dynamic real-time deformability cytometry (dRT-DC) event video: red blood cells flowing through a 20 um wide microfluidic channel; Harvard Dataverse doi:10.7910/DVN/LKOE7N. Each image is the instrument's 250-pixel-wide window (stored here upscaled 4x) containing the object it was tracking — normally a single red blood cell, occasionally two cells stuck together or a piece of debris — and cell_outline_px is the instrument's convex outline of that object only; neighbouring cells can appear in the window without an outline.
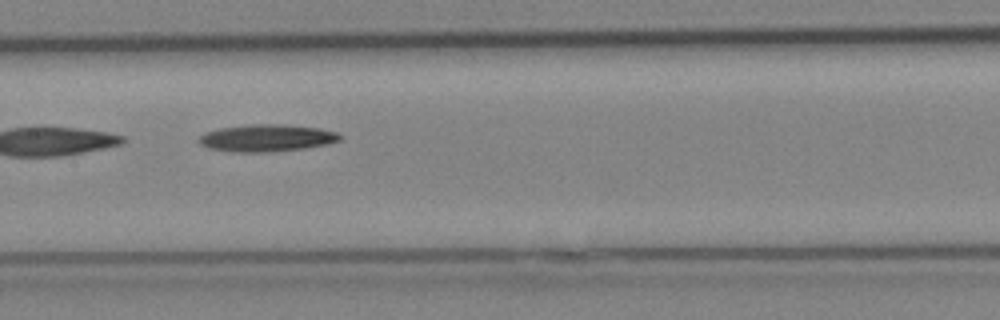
{"species": "Egyptian fruit bat (a non-hibernating species)", "species_latin": "Rousettus aegyptiacus", "temperature_condition": "cold", "stored_images_in_passage": 29, "camera_frame_rate_fps": 3000, "um_per_image_px": 0.085, "animal": {"sex": "female"}, "frame": {"image": 1, "passage_image": 14, "time_ms": 4.333, "image_size_px": [1000, 320], "cell_outline_px": [[344, 136], [340, 140], [328, 144], [304, 148], [264, 152], [232, 152], [208, 148], [200, 144], [196, 140], [200, 136], [208, 132], [220, 128], [252, 124], [280, 124], [320, 128], [336, 132]], "centroid_in_image_um": [22.68, 11.73], "position_along_channel_um": 184.7, "area_um2": 22.25}}
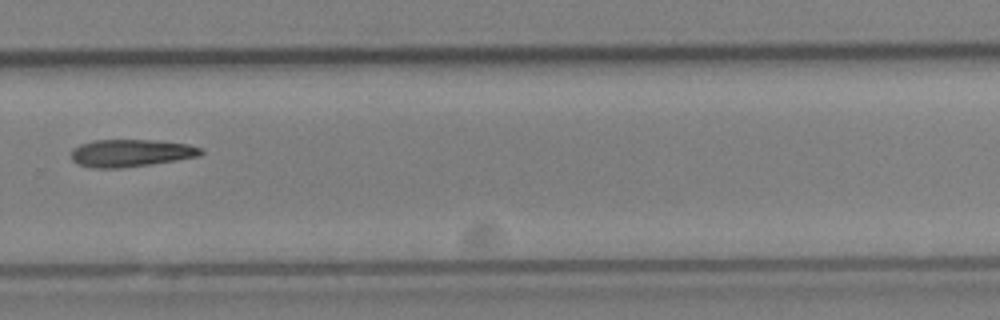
{"frame": {"image": 2, "passage_image": 20, "time_ms": 6.333, "image_size_px": [1000, 320], "cell_outline_px": [[204, 152], [200, 156], [176, 160], [120, 168], [92, 168], [76, 164], [72, 160], [72, 148], [80, 144], [92, 140], [156, 140], [188, 144], [200, 148]], "centroid_in_image_um": [11.09, 13.0], "position_along_channel_um": 318.7, "area_um2": 20.75}}
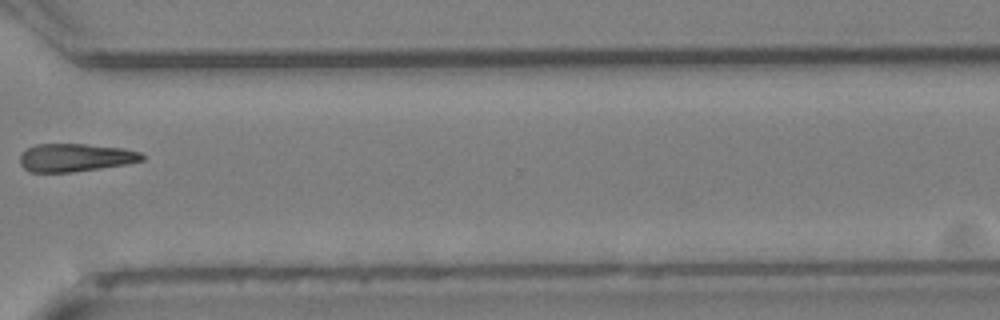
{"frame": {"image": 3, "passage_image": 22, "time_ms": 7.0, "image_size_px": [1000, 320], "cell_outline_px": [[144, 160], [124, 164], [100, 168], [72, 172], [28, 172], [20, 164], [20, 156], [28, 148], [36, 144], [84, 144], [124, 148], [140, 152], [144, 156]], "centroid_in_image_um": [6.39, 13.39], "position_along_channel_um": 364.2, "area_um2": 19.83}}